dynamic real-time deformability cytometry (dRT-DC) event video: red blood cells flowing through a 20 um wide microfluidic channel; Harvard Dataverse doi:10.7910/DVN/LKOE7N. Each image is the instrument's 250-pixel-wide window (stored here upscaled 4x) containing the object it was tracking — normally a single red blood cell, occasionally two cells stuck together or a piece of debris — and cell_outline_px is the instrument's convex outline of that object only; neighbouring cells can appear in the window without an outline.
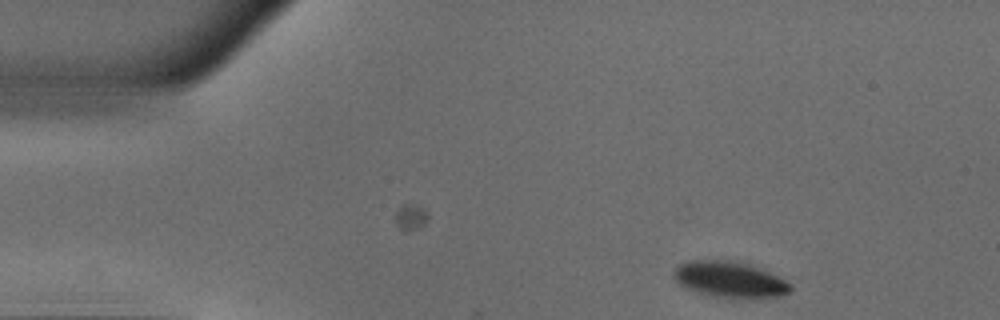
{"species": "common noctule bat (a hibernating species)", "species_latin": "Nyctalus noctula", "temperature_condition": "warm", "stored_images_in_passage": 41, "camera_frame_rate_fps": 3000, "um_per_image_px": 0.085, "animal": {"sex": "male", "body_mass_g": 18.8}, "frame": {"image": 1, "passage_image": 1, "time_ms": 0.0, "image_size_px": [1000, 320], "cell_outline_px": [[792, 292], [780, 296], [716, 296], [684, 288], [672, 276], [672, 272], [680, 264], [688, 260], [732, 260], [752, 264], [764, 268], [792, 284]], "centroid_in_image_um": [62.04, 23.7], "position_along_channel_um": 23.0, "area_um2": 24.28}}
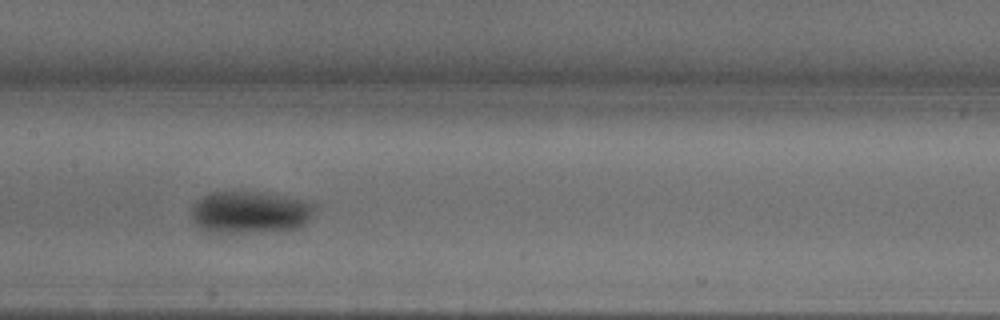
{"frame": {"image": 2, "passage_image": 19, "time_ms": 6.0, "image_size_px": [1000, 320], "cell_outline_px": [[312, 212], [308, 220], [304, 224], [296, 228], [208, 236], [192, 220], [192, 204], [200, 196], [208, 192], [260, 192], [300, 200], [312, 204]], "centroid_in_image_um": [21.07, 18.08], "position_along_channel_um": 186.3, "area_um2": 30.52}}
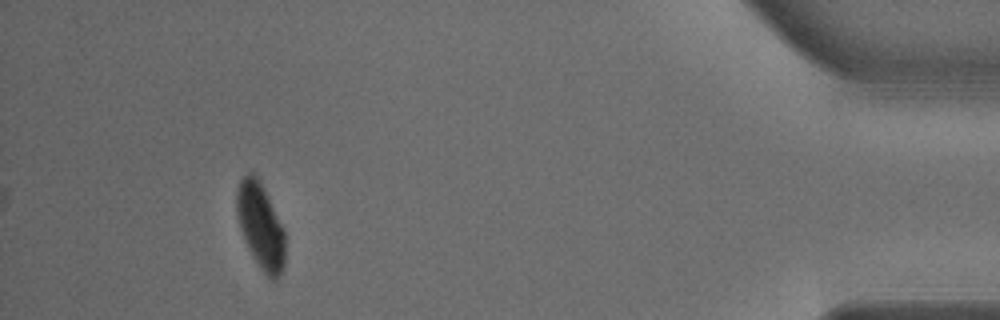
{"frame": {"image": 3, "passage_image": 41, "time_ms": 13.333, "image_size_px": [1000, 320], "cell_outline_px": [[284, 264], [280, 276], [276, 280], [272, 280], [260, 268], [252, 256], [244, 240], [236, 216], [236, 188], [240, 180], [248, 172], [252, 172], [260, 180], [284, 228]], "centroid_in_image_um": [22.13, 19.18], "position_along_channel_um": 413.1, "area_um2": 24.33}, "authors_computed_cell_mechanics": {"area_um2": 29.4202, "velocity_mm_per_s": 3.9497, "shape_relaxation_time_tau1_ms": 4.0089, "shape_relaxation_time_tau2_ms": null, "deformation_change_tau1": 0.1338, "deformation_change_tau2": null}}